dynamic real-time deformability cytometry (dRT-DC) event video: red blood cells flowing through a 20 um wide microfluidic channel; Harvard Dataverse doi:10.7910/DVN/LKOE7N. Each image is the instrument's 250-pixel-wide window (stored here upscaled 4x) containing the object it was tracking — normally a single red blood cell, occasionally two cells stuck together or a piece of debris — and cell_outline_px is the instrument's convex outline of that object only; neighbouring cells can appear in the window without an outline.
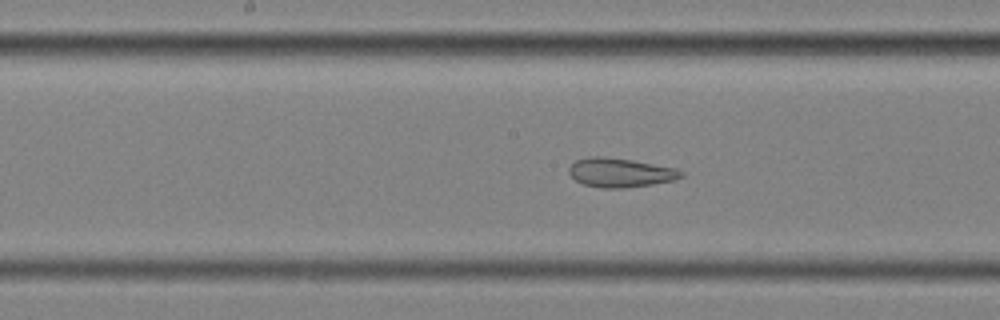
{"species": "common noctule bat (a hibernating species)", "species_latin": "Nyctalus noctula", "temperature_condition": "cold", "stored_images_in_passage": 46, "camera_frame_rate_fps": 3000, "um_per_image_px": 0.085, "animal": {"sex": "female", "body_mass_g": 25.1}, "frame": {"image": 1, "passage_image": 20, "time_ms": 6.333, "image_size_px": [1000, 320], "cell_outline_px": [[684, 176], [676, 180], [652, 184], [624, 188], [600, 188], [584, 184], [576, 180], [568, 172], [568, 168], [576, 160], [592, 156], [600, 156], [632, 160], [676, 168], [684, 172]], "centroid_in_image_um": [52.75, 14.67], "position_along_channel_um": 195.5, "area_um2": 19.02}, "authors_computed_cell_mechanics": {"area_um2": 24.3049, "velocity_mm_per_s": 3.5181, "shape_relaxation_time_tau1_ms": null, "shape_relaxation_time_tau2_ms": 7.4061, "deformation_change_tau1": null, "deformation_change_tau2": 0.1595}}